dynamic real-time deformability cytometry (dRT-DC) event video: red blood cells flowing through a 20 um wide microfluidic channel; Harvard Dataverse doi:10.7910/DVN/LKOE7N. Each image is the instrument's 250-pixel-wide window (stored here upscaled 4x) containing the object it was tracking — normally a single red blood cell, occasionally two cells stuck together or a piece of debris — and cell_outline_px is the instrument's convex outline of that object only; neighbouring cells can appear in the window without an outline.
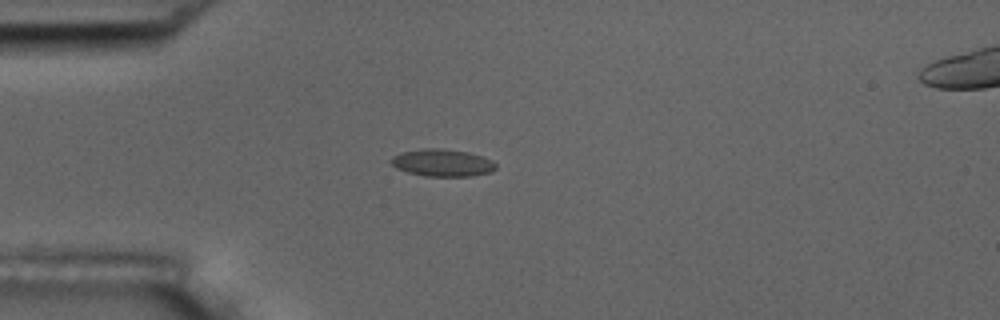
{"species": "common noctule bat (a hibernating species)", "species_latin": "Nyctalus noctula", "temperature_condition": "room temperature", "stored_images_in_passage": 42, "camera_frame_rate_fps": 3000, "um_per_image_px": 0.085, "animal": {"sex": "male", "body_mass_g": 17.5, "forearm_length_mm": 52.3}, "frame": {"image": 1, "passage_image": 1, "time_ms": 0.0, "image_size_px": [1000, 320], "cell_outline_px": [[496, 168], [492, 172], [472, 176], [424, 176], [408, 172], [396, 168], [392, 164], [392, 156], [404, 152], [424, 148], [444, 148], [468, 152], [492, 160], [496, 164]], "centroid_in_image_um": [37.63, 13.84], "position_along_channel_um": 47.4, "area_um2": 16.59}}
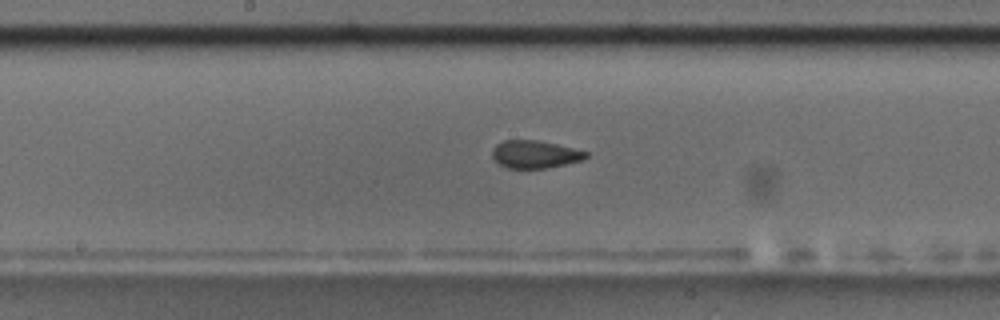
{"frame": {"image": 2, "passage_image": 15, "time_ms": 4.667, "image_size_px": [1000, 320], "cell_outline_px": [[588, 156], [584, 160], [548, 168], [508, 168], [500, 164], [492, 156], [492, 148], [496, 144], [504, 140], [536, 140], [556, 144], [588, 152]], "centroid_in_image_um": [45.47, 13.12], "position_along_channel_um": 202.7, "area_um2": 15.09}}
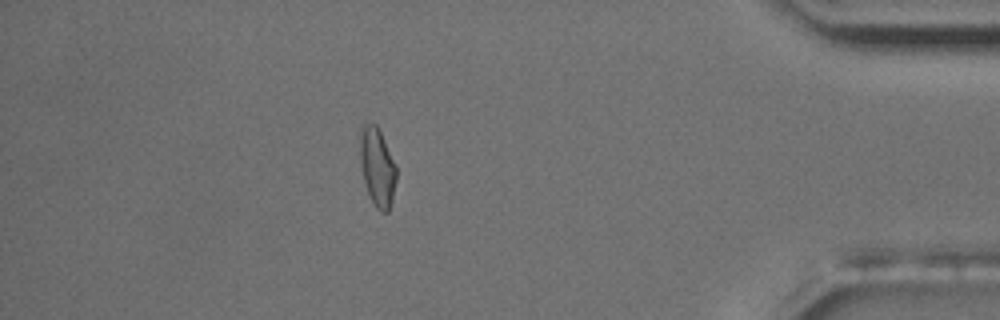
{"frame": {"image": 3, "passage_image": 35, "time_ms": 11.333, "image_size_px": [1000, 320], "cell_outline_px": [[396, 180], [392, 200], [388, 212], [380, 212], [376, 208], [364, 184], [360, 164], [356, 136], [360, 124], [364, 120], [376, 124], [380, 128], [396, 168]], "centroid_in_image_um": [31.99, 14.05], "position_along_channel_um": 403.2, "area_um2": 17.51}, "authors_computed_cell_mechanics": {"area_um2": 15.7794, "velocity_mm_per_s": 3.6505, "shape_relaxation_time_tau1_ms": 7.8185, "shape_relaxation_time_tau2_ms": 1.3928, "deformation_change_tau1": 0.1545, "deformation_change_tau2": 0.0602}}